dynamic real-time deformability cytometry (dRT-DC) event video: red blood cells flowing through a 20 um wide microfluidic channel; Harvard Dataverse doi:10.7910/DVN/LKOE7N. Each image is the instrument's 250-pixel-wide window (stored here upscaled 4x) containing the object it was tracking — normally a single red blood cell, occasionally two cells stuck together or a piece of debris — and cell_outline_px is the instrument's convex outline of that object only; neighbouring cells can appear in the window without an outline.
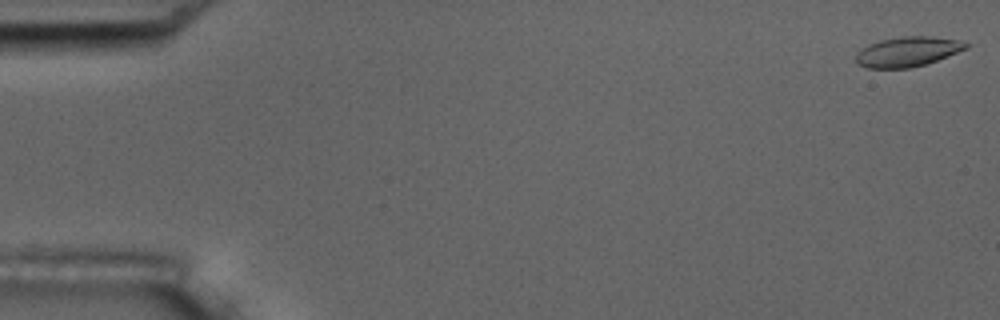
{"species": "common noctule bat (a hibernating species)", "species_latin": "Nyctalus noctula", "temperature_condition": "room temperature", "stored_images_in_passage": 8, "camera_frame_rate_fps": 3000, "um_per_image_px": 0.085, "animal": {"sex": "male", "body_mass_g": 17.5, "forearm_length_mm": 52.3}, "frame": {"image": 1, "passage_image": 1, "time_ms": 0.0, "image_size_px": [1000, 320], "cell_outline_px": [[968, 48], [936, 60], [924, 64], [908, 68], [868, 68], [856, 64], [856, 52], [868, 44], [880, 40], [904, 36], [928, 36], [956, 40], [968, 44]], "centroid_in_image_um": [77.08, 4.39], "position_along_channel_um": 7.9, "area_um2": 18.9}}
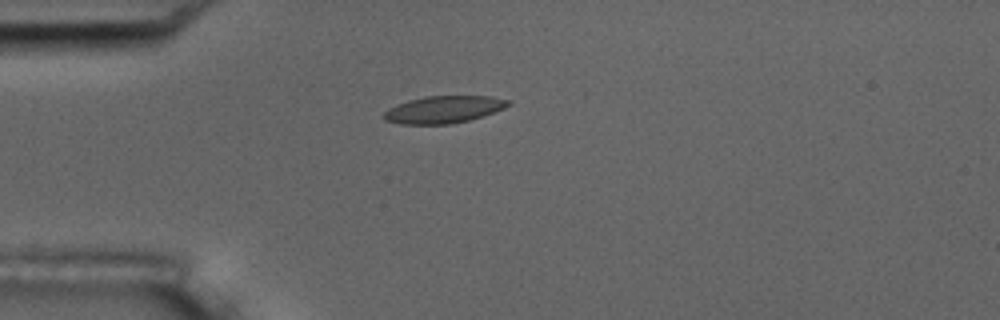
{"frame": {"image": 2, "passage_image": 5, "time_ms": 4.667, "image_size_px": [1000, 320], "cell_outline_px": [[512, 104], [504, 108], [484, 116], [452, 124], [400, 124], [384, 120], [384, 112], [388, 108], [396, 104], [408, 100], [424, 96], [488, 96], [512, 100]], "centroid_in_image_um": [37.72, 9.3], "position_along_channel_um": 47.3, "area_um2": 19.88}}